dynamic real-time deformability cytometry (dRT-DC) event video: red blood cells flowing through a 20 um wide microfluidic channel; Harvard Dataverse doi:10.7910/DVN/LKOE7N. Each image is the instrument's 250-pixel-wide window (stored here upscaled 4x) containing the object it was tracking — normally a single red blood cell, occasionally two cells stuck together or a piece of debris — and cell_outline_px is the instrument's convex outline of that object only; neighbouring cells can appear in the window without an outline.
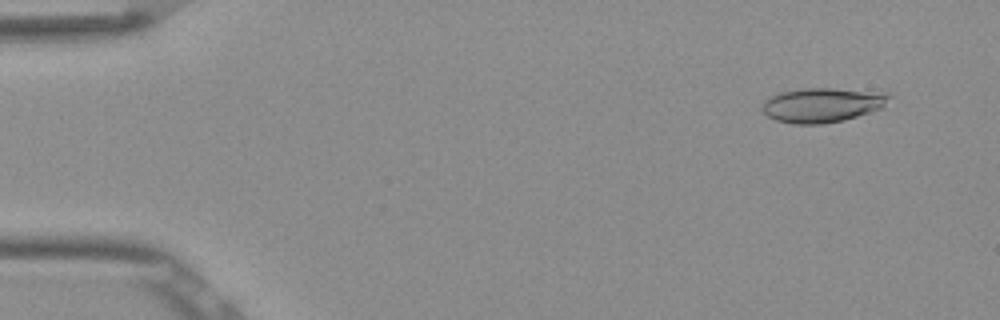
{"species": "Egyptian fruit bat (a non-hibernating species)", "species_latin": "Rousettus aegyptiacus", "temperature_condition": "room temperature", "stored_images_in_passage": 52, "camera_frame_rate_fps": 3000, "um_per_image_px": 0.085, "frame": {"image": 1, "passage_image": 4, "time_ms": 1.0, "image_size_px": [1000, 320], "cell_outline_px": [[892, 96], [884, 108], [844, 120], [820, 124], [796, 124], [776, 120], [768, 116], [760, 108], [764, 100], [780, 92], [804, 88], [832, 88], [892, 92]], "centroid_in_image_um": [69.96, 8.91], "position_along_channel_um": 15.0, "area_um2": 25.89}}
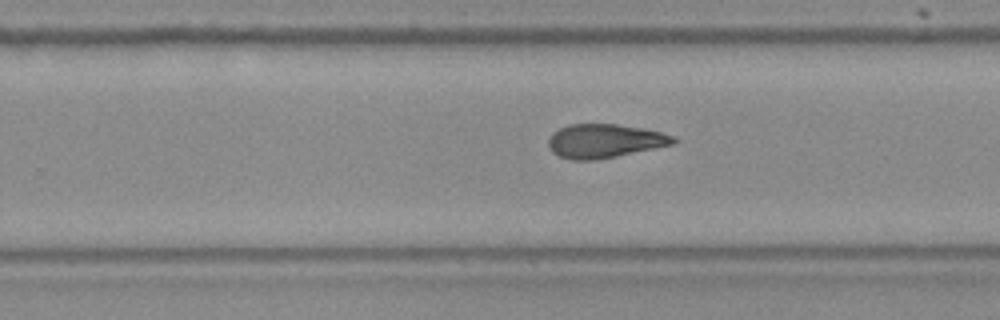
{"frame": {"image": 2, "passage_image": 33, "time_ms": 10.667, "image_size_px": [1000, 320], "cell_outline_px": [[680, 140], [676, 144], [596, 160], [572, 160], [560, 156], [552, 152], [548, 144], [548, 140], [552, 132], [568, 124], [616, 124], [640, 128], [660, 132], [672, 136]], "centroid_in_image_um": [51.39, 11.98], "position_along_channel_um": 278.4, "area_um2": 24.62}}
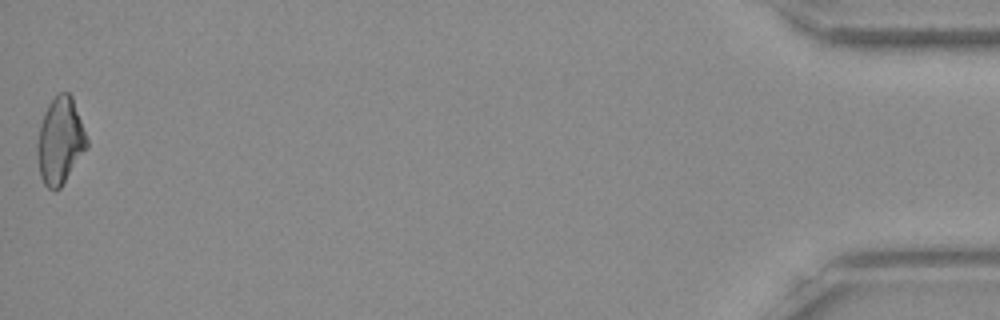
{"frame": {"image": 3, "passage_image": 52, "time_ms": 17.0, "image_size_px": [1000, 320], "cell_outline_px": [[88, 148], [60, 188], [48, 188], [44, 184], [40, 176], [36, 156], [36, 144], [40, 124], [44, 112], [48, 104], [60, 92], [68, 92], [72, 96], [88, 140]], "centroid_in_image_um": [5.1, 11.98], "position_along_channel_um": 430.1, "area_um2": 25.09}, "authors_computed_cell_mechanics": {"area_um2": 25.0274, "velocity_mm_per_s": 3.8869, "shape_relaxation_time_tau1_ms": 8.6798, "shape_relaxation_time_tau2_ms": 3.7097, "deformation_change_tau1": 0.2085, "deformation_change_tau2": 0.1224}}